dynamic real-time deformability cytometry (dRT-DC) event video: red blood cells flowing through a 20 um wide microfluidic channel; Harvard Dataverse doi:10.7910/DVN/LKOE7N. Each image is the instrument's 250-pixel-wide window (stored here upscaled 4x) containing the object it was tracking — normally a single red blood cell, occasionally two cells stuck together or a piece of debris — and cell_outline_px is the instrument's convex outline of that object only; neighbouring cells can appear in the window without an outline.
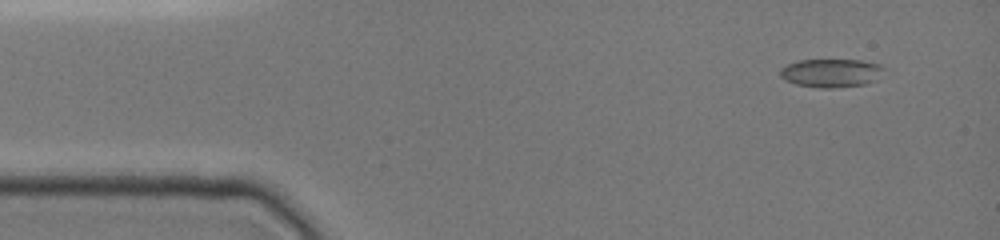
{"species": "common noctule bat (a hibernating species)", "species_latin": "Nyctalus noctula", "temperature_condition": "cold", "stored_images_in_passage": 5, "camera_frame_rate_fps": 3000, "um_per_image_px": 0.085, "animal": {"sex": "female", "body_mass_g": 19.0, "forearm_length_mm": 51.5}, "frame": {"image": 1, "passage_image": 1, "time_ms": 0.0, "image_size_px": [1000, 240], "cell_outline_px": [[884, 68], [876, 80], [864, 84], [832, 88], [820, 88], [796, 84], [780, 76], [780, 68], [788, 64], [800, 60], [860, 60], [880, 64]], "centroid_in_image_um": [70.65, 6.2], "position_along_channel_um": 14.4, "area_um2": 16.99}}
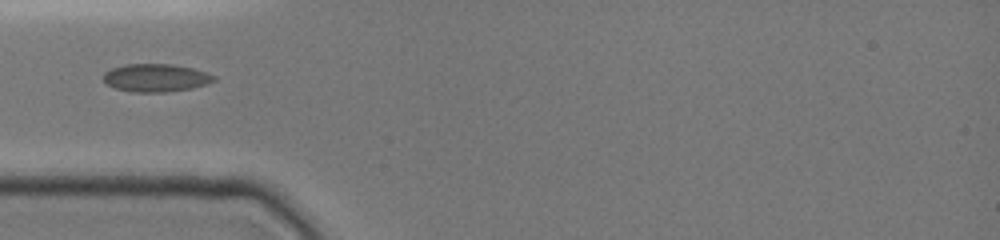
{"frame": {"image": 2, "passage_image": 4, "time_ms": 3.667, "image_size_px": [1000, 240], "cell_outline_px": [[216, 80], [208, 84], [192, 88], [164, 92], [132, 92], [112, 88], [104, 80], [104, 72], [112, 68], [124, 64], [172, 64], [192, 68], [216, 76]], "centroid_in_image_um": [13.24, 6.62], "position_along_channel_um": 71.8, "area_um2": 18.03}}
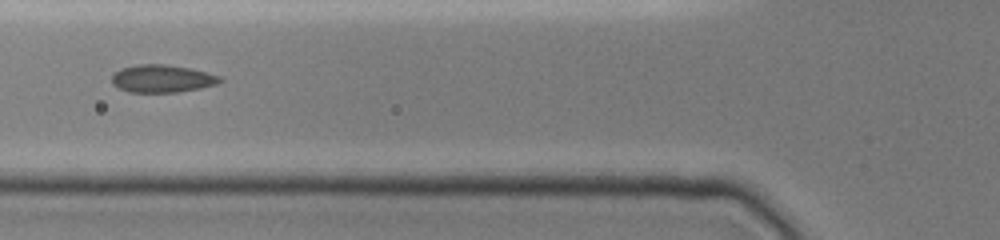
{"frame": {"image": 3, "passage_image": 5, "time_ms": 4.667, "image_size_px": [1000, 240], "cell_outline_px": [[224, 80], [216, 84], [200, 88], [176, 92], [128, 92], [116, 88], [112, 84], [112, 76], [120, 68], [136, 64], [164, 64], [192, 68], [220, 76]], "centroid_in_image_um": [13.76, 6.68], "position_along_channel_um": 112.0, "area_um2": 17.57}}